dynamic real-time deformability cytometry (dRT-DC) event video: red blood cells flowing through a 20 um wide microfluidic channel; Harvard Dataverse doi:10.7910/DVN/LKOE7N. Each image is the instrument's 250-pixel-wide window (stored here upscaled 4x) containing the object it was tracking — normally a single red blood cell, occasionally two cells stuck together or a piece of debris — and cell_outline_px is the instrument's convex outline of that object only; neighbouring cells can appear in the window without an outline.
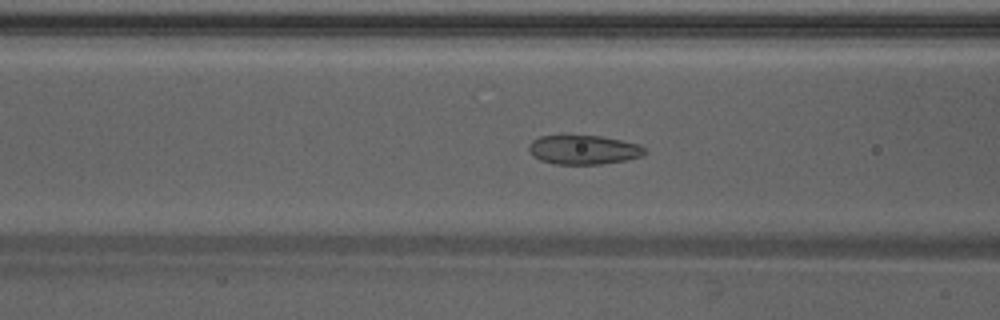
{"species": "Egyptian fruit bat (a non-hibernating species)", "species_latin": "Rousettus aegyptiacus", "temperature_condition": "warm", "stored_images_in_passage": 42, "camera_frame_rate_fps": 3000, "um_per_image_px": 0.085, "animal": {"sex": "male"}, "frame": {"image": 1, "passage_image": 12, "time_ms": 3.667, "image_size_px": [1000, 320], "cell_outline_px": [[648, 152], [640, 156], [624, 160], [600, 164], [556, 164], [540, 160], [528, 148], [528, 144], [532, 140], [540, 136], [600, 136], [640, 144]], "centroid_in_image_um": [49.62, 12.73], "position_along_channel_um": 117.0, "area_um2": 19.42}}
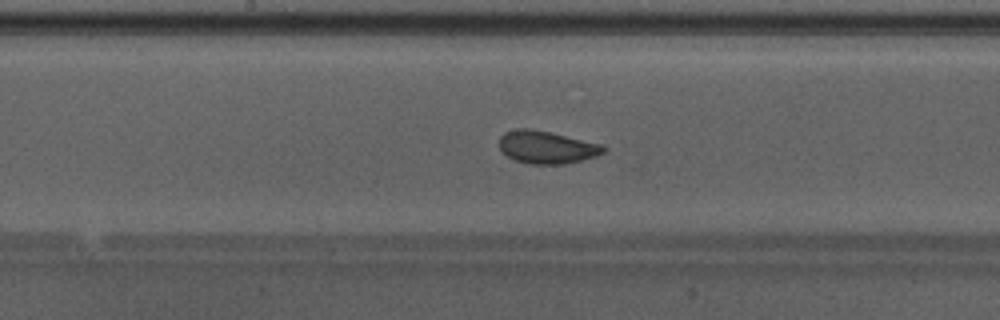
{"frame": {"image": 2, "passage_image": 18, "time_ms": 5.667, "image_size_px": [1000, 320], "cell_outline_px": [[608, 148], [604, 152], [596, 156], [564, 164], [528, 164], [516, 160], [508, 156], [500, 148], [500, 136], [504, 132], [516, 128], [528, 128], [548, 132], [604, 144]], "centroid_in_image_um": [46.49, 12.51], "position_along_channel_um": 201.7, "area_um2": 19.77}}
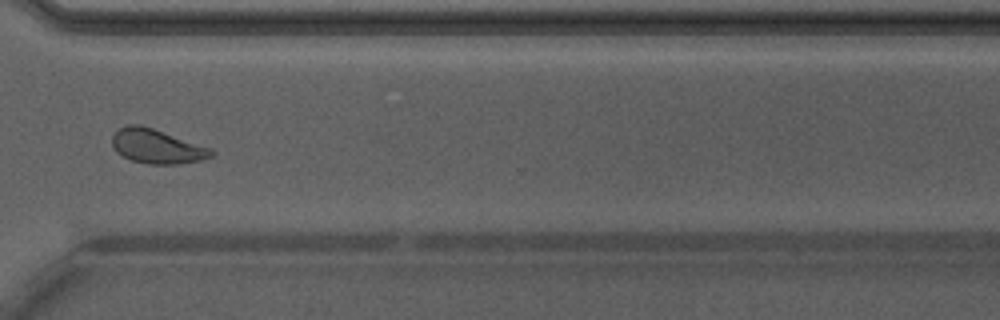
{"frame": {"image": 3, "passage_image": 29, "time_ms": 9.333, "image_size_px": [1000, 320], "cell_outline_px": [[216, 152], [212, 156], [200, 160], [180, 164], [148, 164], [132, 160], [116, 152], [112, 144], [112, 136], [120, 128], [128, 124], [140, 124], [212, 148]], "centroid_in_image_um": [13.35, 12.44], "position_along_channel_um": 357.3, "area_um2": 19.77}}